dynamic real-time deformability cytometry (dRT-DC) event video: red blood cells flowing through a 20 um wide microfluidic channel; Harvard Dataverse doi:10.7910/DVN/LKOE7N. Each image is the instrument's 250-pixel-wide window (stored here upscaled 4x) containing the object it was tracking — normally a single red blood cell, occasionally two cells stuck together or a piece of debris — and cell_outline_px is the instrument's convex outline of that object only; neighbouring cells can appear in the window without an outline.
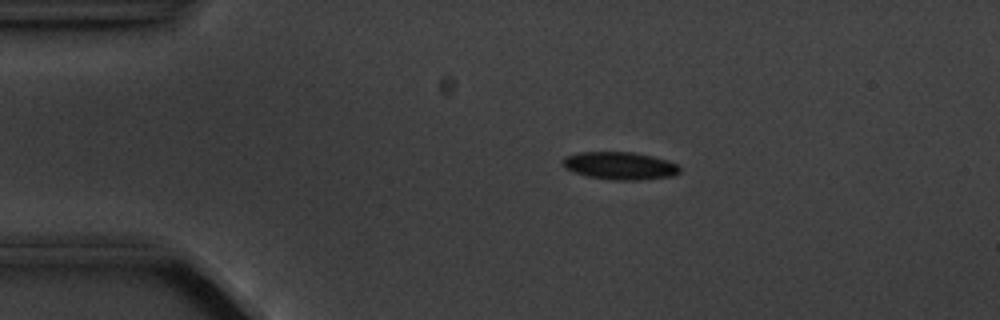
{"species": "common noctule bat (a hibernating species)", "species_latin": "Nyctalus noctula", "temperature_condition": "cold", "stored_images_in_passage": 6, "camera_frame_rate_fps": 3000, "um_per_image_px": 0.085, "animal": {"sex": "male", "body_mass_g": 20.1, "forearm_length_mm": 53.5}, "frame": {"image": 1, "passage_image": 4, "time_ms": 3.333, "image_size_px": [1000, 320], "cell_outline_px": [[680, 172], [672, 176], [636, 180], [612, 180], [588, 176], [572, 172], [564, 168], [564, 156], [580, 152], [632, 152], [652, 156], [668, 160], [676, 164], [680, 168]], "centroid_in_image_um": [52.68, 14.09], "position_along_channel_um": 32.3, "area_um2": 18.79}}